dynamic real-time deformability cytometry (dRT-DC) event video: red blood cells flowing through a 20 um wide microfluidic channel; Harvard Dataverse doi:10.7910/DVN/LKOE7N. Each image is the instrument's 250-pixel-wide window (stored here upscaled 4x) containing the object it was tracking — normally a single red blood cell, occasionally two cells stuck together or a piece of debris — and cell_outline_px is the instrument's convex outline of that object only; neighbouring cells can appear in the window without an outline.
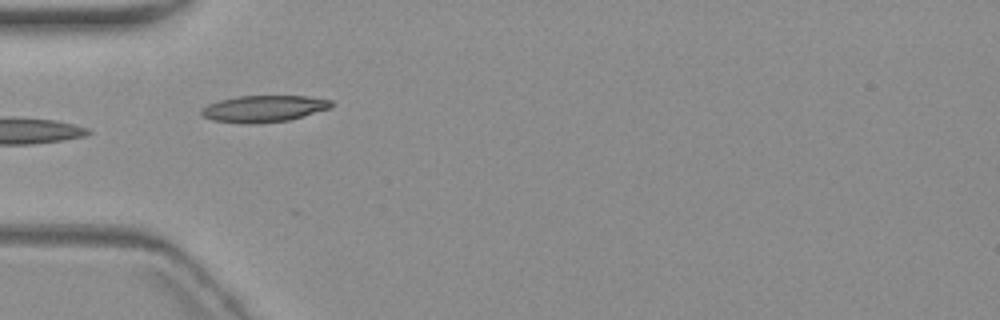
{"species": "common noctule bat (a hibernating species)", "species_latin": "Nyctalus noctula", "temperature_condition": "warm", "stored_images_in_passage": 4, "camera_frame_rate_fps": 3000, "um_per_image_px": 0.085, "animal": {"sex": "female", "body_mass_g": 19.3, "forearm_length_mm": 54.1}, "frame": {"image": 1, "passage_image": 3, "time_ms": 2.333, "image_size_px": [1000, 320], "cell_outline_px": [[332, 108], [288, 120], [252, 124], [248, 124], [212, 120], [204, 116], [200, 112], [208, 104], [220, 100], [236, 96], [304, 96], [332, 100]], "centroid_in_image_um": [22.43, 9.23], "position_along_channel_um": 62.6, "area_um2": 20.0}}